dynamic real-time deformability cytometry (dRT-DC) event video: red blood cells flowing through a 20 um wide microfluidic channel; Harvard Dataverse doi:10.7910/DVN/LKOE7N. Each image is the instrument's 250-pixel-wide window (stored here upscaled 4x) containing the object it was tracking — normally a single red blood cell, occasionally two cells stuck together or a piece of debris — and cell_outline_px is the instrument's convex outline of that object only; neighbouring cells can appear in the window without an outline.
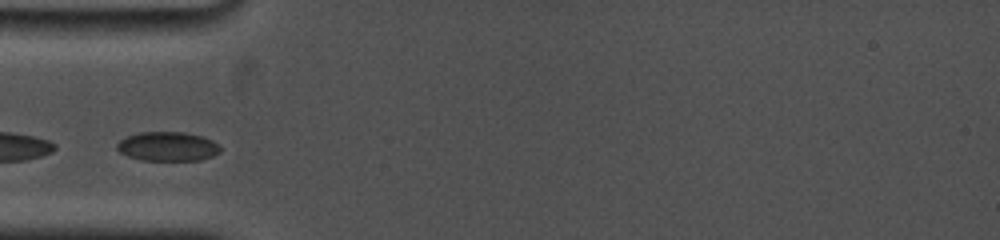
{"species": "common noctule bat (a hibernating species)", "species_latin": "Nyctalus noctula", "temperature_condition": "cold", "stored_images_in_passage": 23, "camera_frame_rate_fps": 5000, "um_per_image_px": 0.085, "animal": {"sex": "female", "body_mass_g": 19.0, "forearm_length_mm": 53.3}, "frame": {"image": 1, "passage_image": 1, "time_ms": 0.0, "image_size_px": [1000, 240], "cell_outline_px": [[220, 152], [212, 156], [200, 160], [140, 160], [128, 156], [120, 152], [116, 148], [116, 144], [120, 140], [128, 136], [140, 132], [184, 132], [200, 136], [212, 140], [220, 148]], "centroid_in_image_um": [14.22, 12.45], "position_along_channel_um": 70.8, "area_um2": 17.46}}